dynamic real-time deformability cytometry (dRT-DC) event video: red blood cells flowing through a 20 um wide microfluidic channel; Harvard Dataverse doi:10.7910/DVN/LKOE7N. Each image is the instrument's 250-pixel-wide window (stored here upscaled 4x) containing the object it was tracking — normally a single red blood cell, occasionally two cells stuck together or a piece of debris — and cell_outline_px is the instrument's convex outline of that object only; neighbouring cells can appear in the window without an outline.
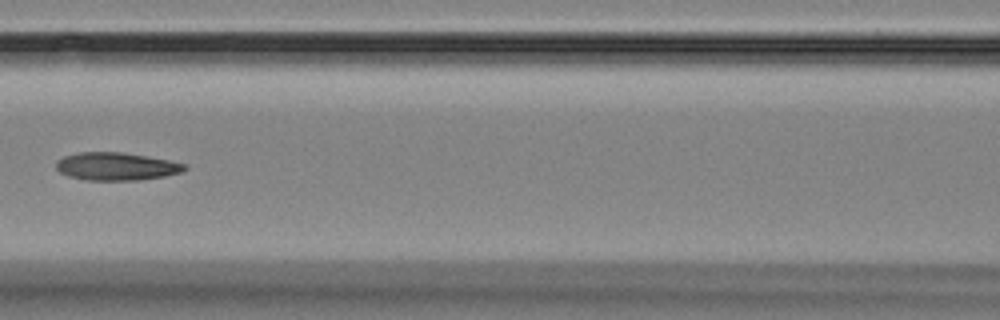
{"species": "Egyptian fruit bat (a non-hibernating species)", "species_latin": "Rousettus aegyptiacus", "temperature_condition": "room temperature", "stored_images_in_passage": 15, "camera_frame_rate_fps": 3000, "um_per_image_px": 0.085, "animal": {"sex": "female"}, "frame": {"image": 1, "passage_image": 6, "time_ms": 5.667, "image_size_px": [1000, 320], "cell_outline_px": [[188, 168], [184, 172], [164, 176], [140, 180], [84, 180], [68, 176], [60, 172], [56, 168], [56, 160], [64, 156], [80, 152], [120, 152], [168, 160], [184, 164]], "centroid_in_image_um": [9.87, 14.15], "position_along_channel_um": 156.7, "area_um2": 20.81}}
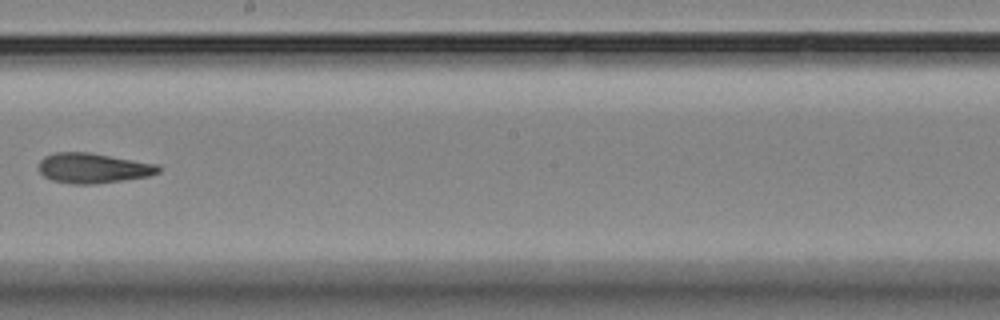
{"frame": {"image": 2, "passage_image": 8, "time_ms": 8.0, "image_size_px": [1000, 320], "cell_outline_px": [[160, 172], [148, 176], [96, 184], [72, 184], [52, 180], [44, 176], [36, 168], [40, 160], [44, 156], [56, 152], [88, 152], [160, 164]], "centroid_in_image_um": [7.9, 14.28], "position_along_channel_um": 240.3, "area_um2": 21.15}}
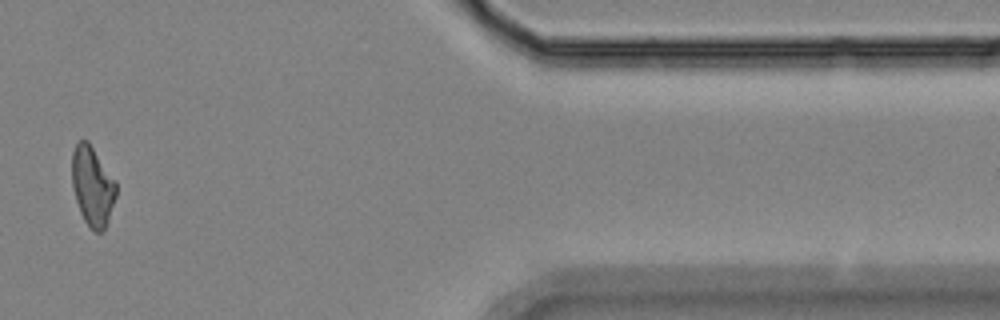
{"frame": {"image": 3, "passage_image": 13, "time_ms": 13.667, "image_size_px": [1000, 320], "cell_outline_px": [[116, 196], [104, 232], [96, 232], [84, 220], [80, 212], [72, 188], [72, 152], [76, 144], [80, 140], [88, 140], [116, 180]], "centroid_in_image_um": [7.86, 15.8], "position_along_channel_um": 403.5, "area_um2": 20.52}, "authors_computed_cell_mechanics": {"area_um2": 20.519, "velocity_mm_per_s": 3.607, "shape_relaxation_time_tau1_ms": 5.4081, "shape_relaxation_time_tau2_ms": 2.8401, "deformation_change_tau1": 0.165, "deformation_change_tau2": 0.1212}}